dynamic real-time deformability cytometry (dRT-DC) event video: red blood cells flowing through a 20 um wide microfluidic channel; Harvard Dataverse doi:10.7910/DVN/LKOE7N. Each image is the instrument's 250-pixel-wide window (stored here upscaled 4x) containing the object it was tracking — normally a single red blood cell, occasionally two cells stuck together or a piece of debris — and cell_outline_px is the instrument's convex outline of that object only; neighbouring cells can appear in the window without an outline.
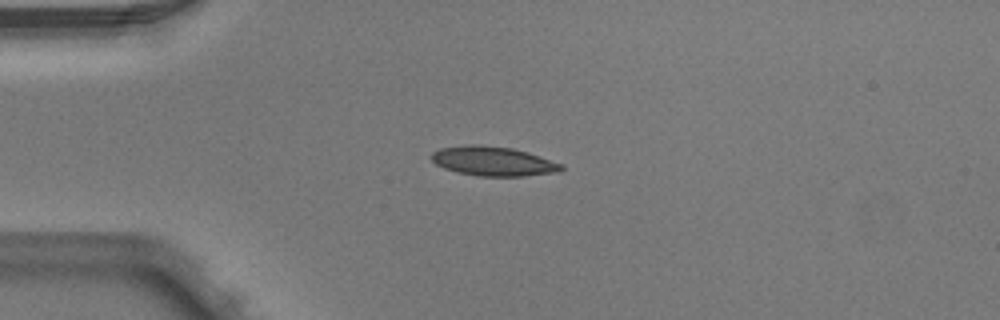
{"species": "Egyptian fruit bat (a non-hibernating species)", "species_latin": "Rousettus aegyptiacus", "temperature_condition": "warm", "stored_images_in_passage": 1, "camera_frame_rate_fps": 3000, "um_per_image_px": 0.085, "animal": {"sex": "male"}, "frame": {"image": 1, "passage_image": 1, "time_ms": 0.0, "image_size_px": [1000, 320], "cell_outline_px": [[564, 168], [560, 172], [524, 176], [480, 176], [456, 172], [444, 168], [436, 164], [428, 156], [432, 152], [440, 148], [468, 144], [480, 144], [512, 148], [528, 152], [564, 164]], "centroid_in_image_um": [41.92, 13.7], "position_along_channel_um": 43.1, "area_um2": 22.54}}